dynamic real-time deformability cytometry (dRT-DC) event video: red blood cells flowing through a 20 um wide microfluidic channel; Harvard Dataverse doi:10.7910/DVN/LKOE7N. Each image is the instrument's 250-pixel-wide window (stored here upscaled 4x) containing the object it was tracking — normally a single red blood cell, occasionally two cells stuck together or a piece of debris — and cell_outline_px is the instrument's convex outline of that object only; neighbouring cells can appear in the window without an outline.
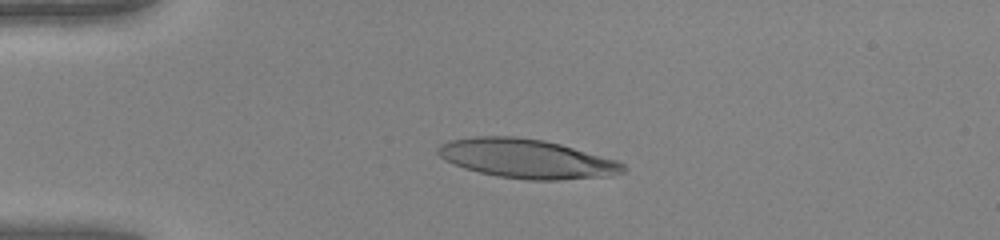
{"species": "human", "species_latin": "Homo sapiens", "temperature_condition": "warm", "stored_images_in_passage": 48, "camera_frame_rate_fps": 3000, "um_per_image_px": 0.085, "donor": {"sex": "female"}, "frame": {"image": 1, "passage_image": 12, "time_ms": 3.667, "image_size_px": [1000, 240], "cell_outline_px": [[628, 168], [624, 172], [608, 176], [560, 180], [528, 180], [496, 176], [464, 168], [444, 160], [436, 152], [436, 148], [440, 144], [448, 140], [472, 136], [516, 136], [544, 140], [560, 144], [616, 160], [624, 164]], "centroid_in_image_um": [44.73, 13.48], "position_along_channel_um": 40.3, "area_um2": 42.43}}
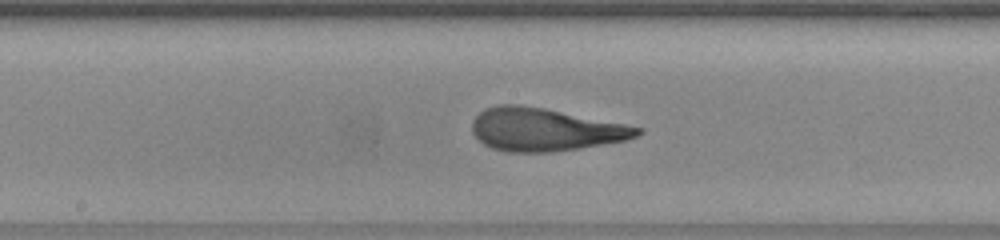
{"frame": {"image": 2, "passage_image": 26, "time_ms": 8.333, "image_size_px": [1000, 240], "cell_outline_px": [[644, 132], [636, 136], [624, 140], [580, 148], [552, 152], [508, 152], [492, 148], [484, 144], [472, 132], [472, 120], [484, 108], [500, 104], [520, 104], [544, 108], [644, 128]], "centroid_in_image_um": [46.28, 11.01], "position_along_channel_um": 201.9, "area_um2": 41.1}}
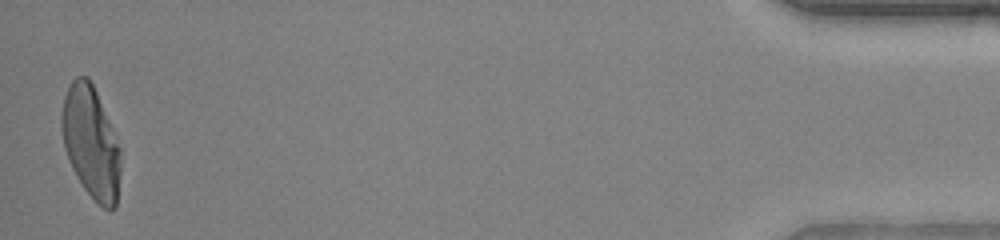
{"frame": {"image": 3, "passage_image": 48, "time_ms": 15.667, "image_size_px": [1000, 240], "cell_outline_px": [[120, 172], [116, 208], [104, 208], [84, 188], [72, 168], [68, 160], [64, 148], [60, 124], [60, 116], [64, 96], [68, 84], [76, 76], [88, 76], [116, 132], [120, 148]], "centroid_in_image_um": [7.72, 12.05], "position_along_channel_um": 427.5, "area_um2": 38.73}, "authors_computed_cell_mechanics": {"area_um2": 40.4022, "velocity_mm_per_s": 4.2573, "shape_relaxation_time_tau1_ms": 3.905, "shape_relaxation_time_tau2_ms": 0.8203, "deformation_change_tau1": 0.2673, "deformation_change_tau2": 0.1029}}